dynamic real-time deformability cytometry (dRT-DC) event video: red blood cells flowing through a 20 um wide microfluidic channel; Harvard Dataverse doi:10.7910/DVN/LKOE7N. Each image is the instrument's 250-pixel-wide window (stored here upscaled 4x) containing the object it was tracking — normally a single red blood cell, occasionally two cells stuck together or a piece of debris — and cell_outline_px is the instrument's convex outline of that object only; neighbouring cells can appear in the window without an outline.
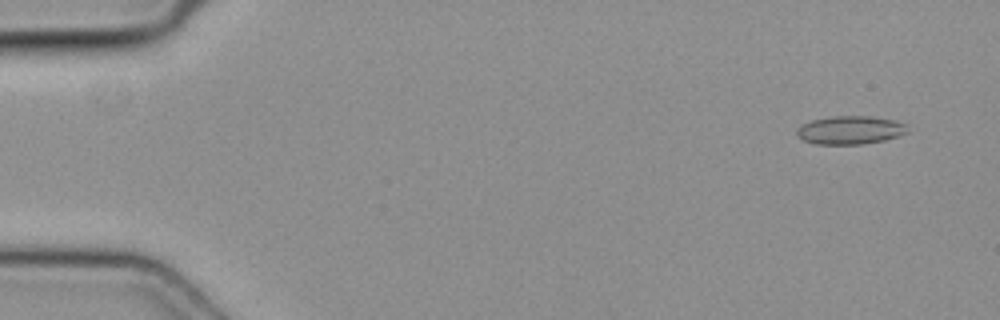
{"species": "common noctule bat (a hibernating species)", "species_latin": "Nyctalus noctula", "temperature_condition": "cold", "stored_images_in_passage": 50, "camera_frame_rate_fps": 3000, "um_per_image_px": 0.085, "animal": {"sex": "female", "body_mass_g": 19.3, "forearm_length_mm": 54.1}, "frame": {"image": 1, "passage_image": 4, "time_ms": 1.0, "image_size_px": [1000, 320], "cell_outline_px": [[908, 132], [900, 136], [884, 140], [864, 144], [816, 144], [804, 140], [796, 136], [796, 128], [812, 120], [832, 116], [872, 116], [896, 120], [904, 124]], "centroid_in_image_um": [72.27, 11.06], "position_along_channel_um": 12.7, "area_um2": 18.32}}
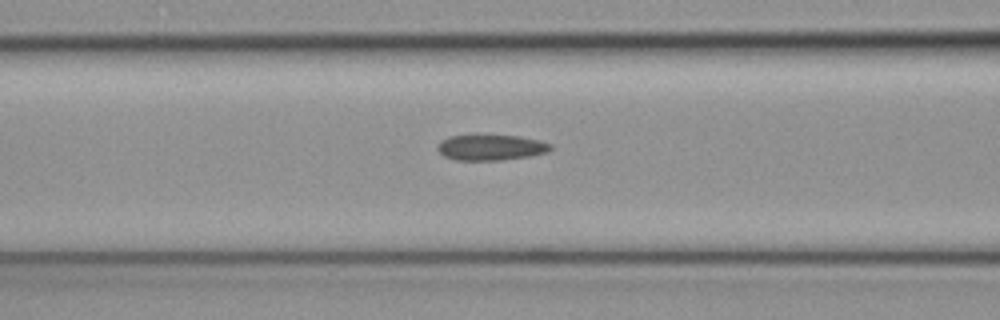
{"frame": {"image": 2, "passage_image": 21, "time_ms": 6.667, "image_size_px": [1000, 320], "cell_outline_px": [[552, 148], [548, 152], [528, 156], [500, 160], [456, 160], [444, 156], [436, 148], [440, 140], [448, 136], [520, 136], [540, 140], [552, 144]], "centroid_in_image_um": [41.73, 12.54], "position_along_channel_um": 124.9, "area_um2": 16.76}}
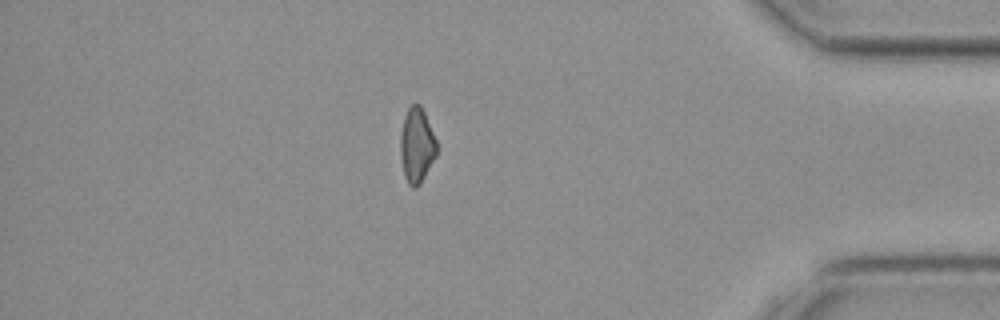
{"frame": {"image": 3, "passage_image": 43, "time_ms": 14.0, "image_size_px": [1000, 320], "cell_outline_px": [[440, 148], [436, 156], [420, 184], [416, 188], [412, 188], [408, 184], [404, 176], [400, 156], [400, 136], [404, 116], [408, 108], [412, 104], [420, 104], [424, 112]], "centroid_in_image_um": [35.43, 12.37], "position_along_channel_um": 399.8, "area_um2": 16.13}}